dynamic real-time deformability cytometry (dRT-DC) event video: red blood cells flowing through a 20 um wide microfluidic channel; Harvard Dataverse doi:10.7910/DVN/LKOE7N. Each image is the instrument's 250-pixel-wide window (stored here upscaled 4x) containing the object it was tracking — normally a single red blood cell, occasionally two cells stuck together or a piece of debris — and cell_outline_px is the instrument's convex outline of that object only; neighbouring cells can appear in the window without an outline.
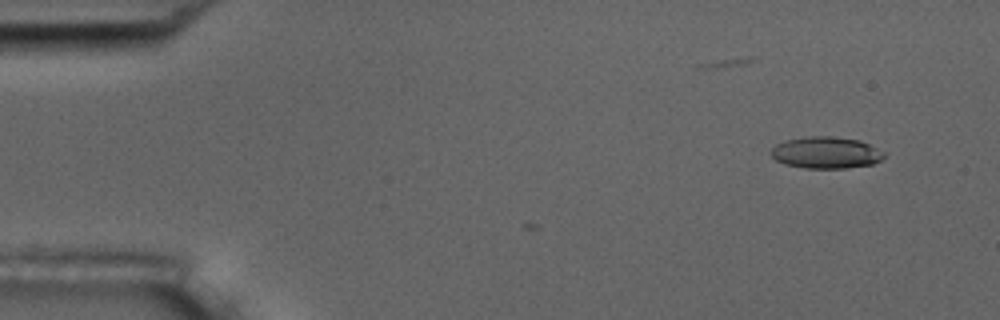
{"species": "common noctule bat (a hibernating species)", "species_latin": "Nyctalus noctula", "temperature_condition": "room temperature", "stored_images_in_passage": 5, "camera_frame_rate_fps": 3000, "um_per_image_px": 0.085, "animal": {"sex": "male", "body_mass_g": 17.5, "forearm_length_mm": 52.3}, "frame": {"image": 1, "passage_image": 1, "time_ms": 0.0, "image_size_px": [1000, 320], "cell_outline_px": [[884, 156], [880, 160], [872, 164], [848, 168], [804, 168], [784, 164], [776, 160], [768, 152], [776, 144], [784, 140], [808, 136], [832, 136], [860, 140], [884, 152]], "centroid_in_image_um": [70.17, 12.97], "position_along_channel_um": 14.8, "area_um2": 20.98}}
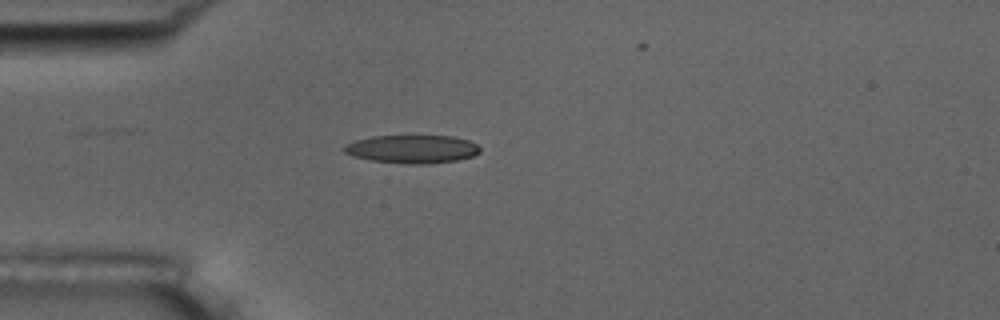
{"frame": {"image": 2, "passage_image": 4, "time_ms": 3.667, "image_size_px": [1000, 320], "cell_outline_px": [[480, 152], [472, 156], [456, 160], [428, 164], [404, 164], [372, 160], [352, 156], [344, 152], [344, 144], [356, 140], [372, 136], [452, 136], [468, 140], [476, 144], [480, 148]], "centroid_in_image_um": [35.02, 12.67], "position_along_channel_um": 50.0, "area_um2": 22.31}}